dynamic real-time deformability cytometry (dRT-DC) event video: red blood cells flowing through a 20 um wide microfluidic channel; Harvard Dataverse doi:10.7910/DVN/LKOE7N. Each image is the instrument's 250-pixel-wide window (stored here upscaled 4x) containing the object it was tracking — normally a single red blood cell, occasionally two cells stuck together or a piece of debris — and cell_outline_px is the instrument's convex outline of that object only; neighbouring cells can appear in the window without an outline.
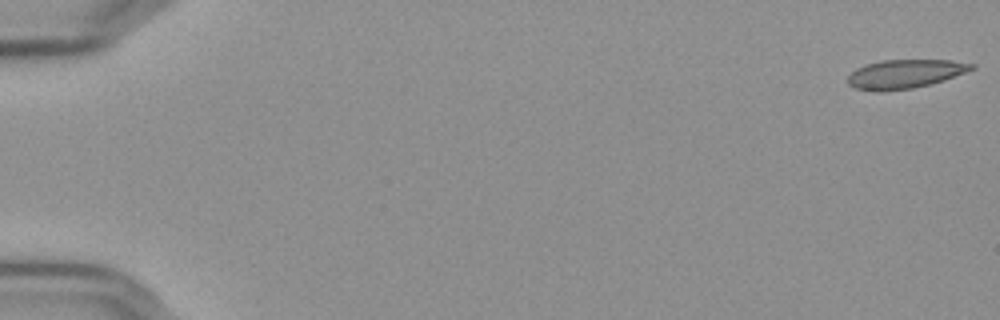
{"species": "Egyptian fruit bat (a non-hibernating species)", "species_latin": "Rousettus aegyptiacus", "temperature_condition": "cold", "stored_images_in_passage": 57, "camera_frame_rate_fps": 3000, "um_per_image_px": 0.085, "frame": {"image": 1, "passage_image": 1, "time_ms": 0.0, "image_size_px": [1000, 320], "cell_outline_px": [[976, 68], [944, 80], [912, 88], [880, 92], [876, 92], [856, 88], [848, 84], [848, 76], [856, 68], [864, 64], [880, 60], [952, 60], [976, 64]], "centroid_in_image_um": [76.9, 6.28], "position_along_channel_um": 8.1, "area_um2": 20.87}}
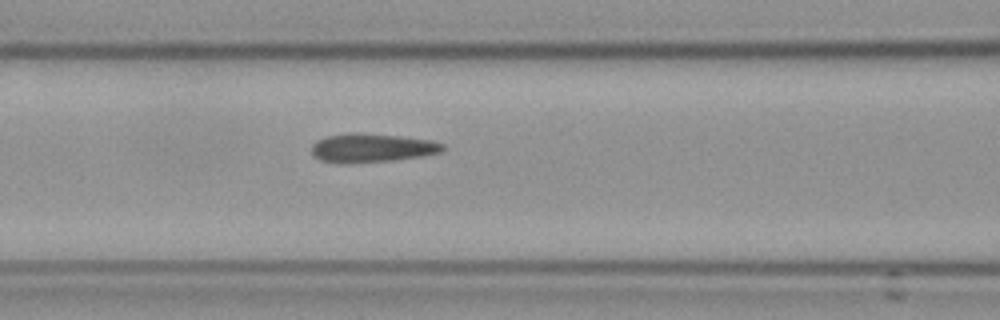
{"frame": {"image": 2, "passage_image": 25, "time_ms": 8.0, "image_size_px": [1000, 320], "cell_outline_px": [[444, 148], [440, 152], [420, 156], [392, 160], [348, 164], [340, 164], [320, 160], [312, 156], [312, 144], [316, 140], [328, 136], [352, 132], [360, 132], [400, 136], [432, 140], [444, 144]], "centroid_in_image_um": [31.55, 12.57], "position_along_channel_um": 135.0, "area_um2": 22.2}}
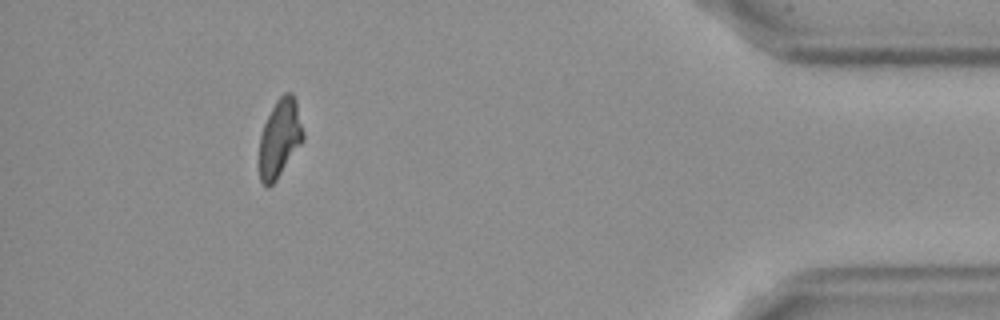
{"frame": {"image": 3, "passage_image": 52, "time_ms": 17.0, "image_size_px": [1000, 320], "cell_outline_px": [[304, 140], [276, 180], [268, 188], [260, 180], [260, 136], [264, 124], [276, 100], [284, 92], [292, 92], [296, 100], [304, 132]], "centroid_in_image_um": [23.8, 11.72], "position_along_channel_um": 411.4, "area_um2": 19.83}, "authors_computed_cell_mechanics": {"area_um2": 21.3282, "velocity_mm_per_s": 3.6315, "shape_relaxation_time_tau1_ms": null, "shape_relaxation_time_tau2_ms": 2.9893, "deformation_change_tau1": null, "deformation_change_tau2": 0.0803}}